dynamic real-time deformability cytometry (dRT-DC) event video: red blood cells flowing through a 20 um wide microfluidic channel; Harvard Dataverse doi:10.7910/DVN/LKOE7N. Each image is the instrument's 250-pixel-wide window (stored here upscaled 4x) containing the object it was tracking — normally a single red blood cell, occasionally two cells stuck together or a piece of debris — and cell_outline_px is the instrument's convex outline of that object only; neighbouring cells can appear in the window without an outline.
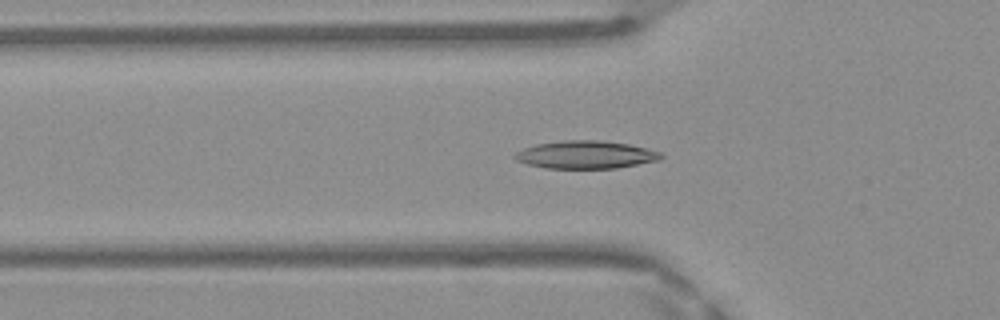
{"species": "Egyptian fruit bat (a non-hibernating species)", "species_latin": "Rousettus aegyptiacus", "temperature_condition": "warm", "stored_images_in_passage": 42, "camera_frame_rate_fps": 3000, "um_per_image_px": 0.085, "frame": {"image": 1, "passage_image": 10, "time_ms": 3.0, "image_size_px": [1000, 320], "cell_outline_px": [[664, 156], [660, 160], [616, 168], [544, 168], [528, 164], [516, 160], [512, 156], [516, 152], [524, 148], [536, 144], [564, 140], [600, 140], [628, 144], [660, 152]], "centroid_in_image_um": [49.77, 13.15], "position_along_channel_um": 76.0, "area_um2": 23.58}}
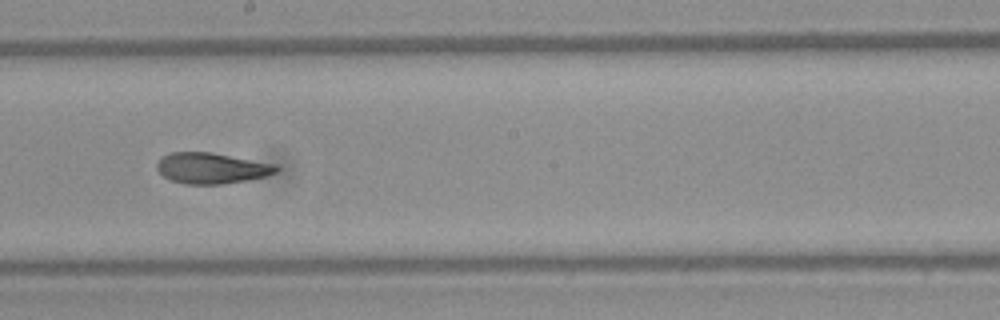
{"frame": {"image": 2, "passage_image": 21, "time_ms": 6.667, "image_size_px": [1000, 320], "cell_outline_px": [[280, 168], [276, 172], [268, 176], [220, 184], [184, 184], [172, 180], [164, 176], [156, 168], [156, 164], [164, 156], [172, 152], [208, 152], [276, 164]], "centroid_in_image_um": [18.0, 14.3], "position_along_channel_um": 230.2, "area_um2": 21.15}}
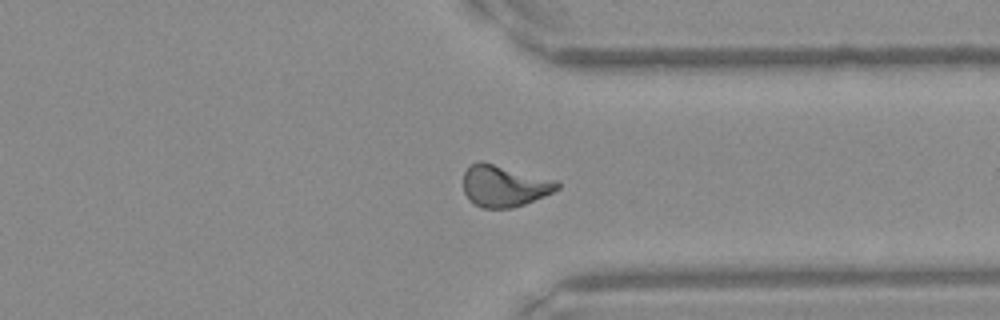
{"frame": {"image": 3, "passage_image": 31, "time_ms": 10.0, "image_size_px": [1000, 320], "cell_outline_px": [[560, 188], [544, 196], [524, 204], [512, 208], [480, 208], [472, 204], [468, 200], [464, 192], [464, 172], [472, 164], [480, 160], [556, 180], [560, 184]], "centroid_in_image_um": [42.84, 15.81], "position_along_channel_um": 368.6, "area_um2": 22.77}, "authors_computed_cell_mechanics": {"area_um2": 21.9062, "velocity_mm_per_s": 4.1741, "shape_relaxation_time_tau1_ms": null, "shape_relaxation_time_tau2_ms": 3.45, "deformation_change_tau1": null, "deformation_change_tau2": 0.1028}}